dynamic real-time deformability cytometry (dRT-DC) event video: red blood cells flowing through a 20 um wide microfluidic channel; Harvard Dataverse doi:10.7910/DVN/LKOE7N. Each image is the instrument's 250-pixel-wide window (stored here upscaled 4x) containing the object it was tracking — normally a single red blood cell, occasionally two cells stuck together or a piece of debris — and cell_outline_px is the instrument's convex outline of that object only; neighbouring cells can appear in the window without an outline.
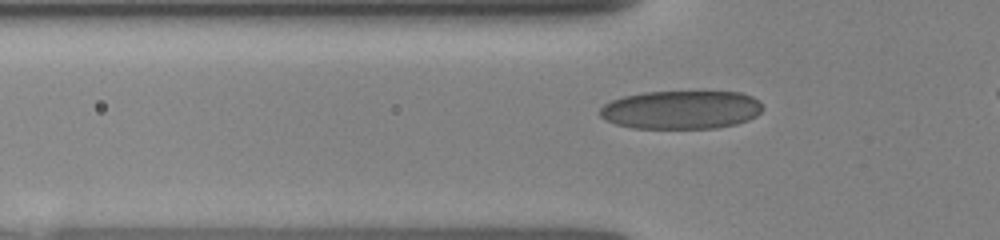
{"species": "human", "species_latin": "Homo sapiens", "temperature_condition": "room temperature", "stored_images_in_passage": 48, "camera_frame_rate_fps": 3000, "um_per_image_px": 0.085, "donor": {"sex": "female"}, "frame": {"image": 1, "passage_image": 18, "time_ms": 3.333, "image_size_px": [1000, 240], "cell_outline_px": [[764, 108], [756, 116], [748, 120], [736, 124], [716, 128], [632, 128], [616, 124], [600, 116], [600, 108], [604, 104], [612, 100], [624, 96], [644, 92], [740, 92], [752, 96], [760, 100]], "centroid_in_image_um": [57.93, 9.33], "position_along_channel_um": 67.9, "area_um2": 36.53}}
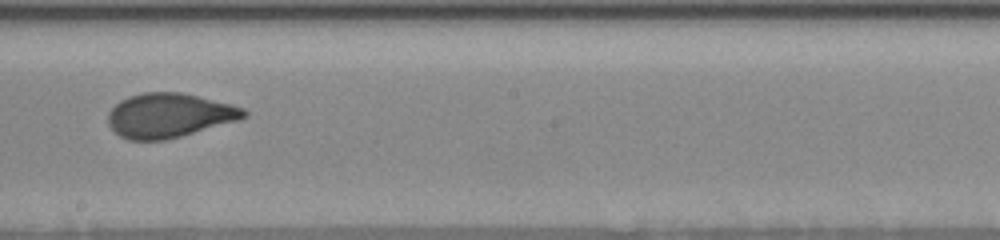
{"frame": {"image": 2, "passage_image": 31, "time_ms": 7.333, "image_size_px": [1000, 240], "cell_outline_px": [[248, 116], [240, 120], [180, 136], [164, 140], [128, 140], [120, 136], [108, 124], [108, 112], [120, 100], [128, 96], [144, 92], [180, 92], [232, 104], [244, 108], [248, 112]], "centroid_in_image_um": [14.39, 9.8], "position_along_channel_um": 233.8, "area_um2": 35.08}}
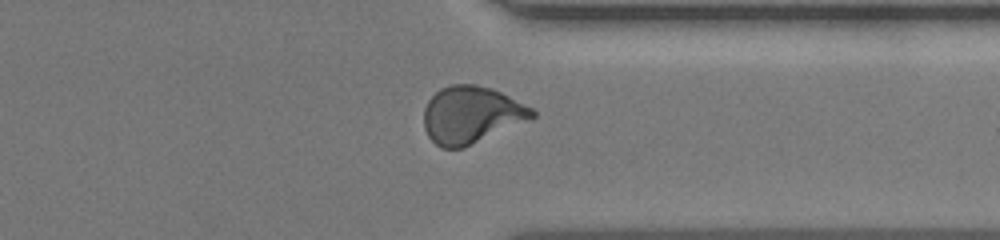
{"frame": {"image": 3, "passage_image": 42, "time_ms": 10.667, "image_size_px": [1000, 240], "cell_outline_px": [[536, 116], [532, 120], [464, 148], [440, 148], [428, 136], [424, 128], [424, 108], [428, 100], [440, 88], [452, 84], [476, 84], [492, 88], [532, 108], [536, 112]], "centroid_in_image_um": [40.07, 9.77], "position_along_channel_um": 371.3, "area_um2": 36.41}}